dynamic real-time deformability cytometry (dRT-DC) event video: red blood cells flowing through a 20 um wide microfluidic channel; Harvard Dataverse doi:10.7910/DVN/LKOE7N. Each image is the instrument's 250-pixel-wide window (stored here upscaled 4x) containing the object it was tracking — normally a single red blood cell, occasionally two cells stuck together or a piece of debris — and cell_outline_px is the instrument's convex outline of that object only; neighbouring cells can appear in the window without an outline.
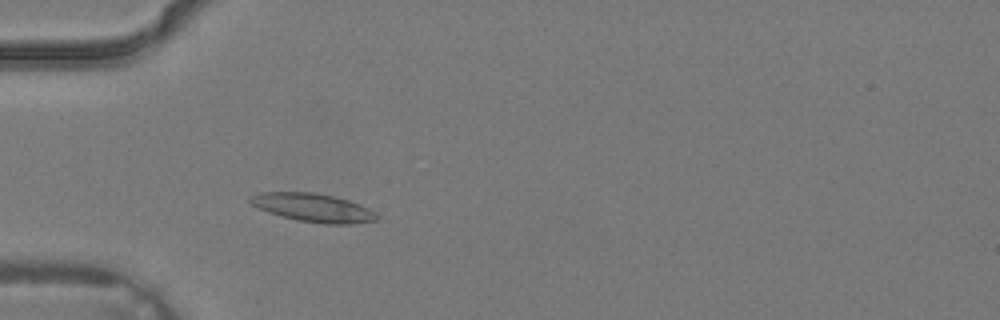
{"species": "common noctule bat (a hibernating species)", "species_latin": "Nyctalus noctula", "temperature_condition": "warm", "stored_images_in_passage": 3, "camera_frame_rate_fps": 3000, "um_per_image_px": 0.085, "animal": {"sex": "male", "body_mass_g": 19.2, "forearm_length_mm": 51.8}, "frame": {"image": 1, "passage_image": 3, "time_ms": 0.667, "image_size_px": [1000, 320], "cell_outline_px": [[380, 216], [376, 220], [352, 224], [324, 224], [296, 220], [280, 216], [268, 212], [252, 204], [248, 200], [248, 196], [260, 192], [316, 192], [348, 200], [360, 204], [376, 212]], "centroid_in_image_um": [26.62, 17.65], "position_along_channel_um": 58.4, "area_um2": 21.1}}